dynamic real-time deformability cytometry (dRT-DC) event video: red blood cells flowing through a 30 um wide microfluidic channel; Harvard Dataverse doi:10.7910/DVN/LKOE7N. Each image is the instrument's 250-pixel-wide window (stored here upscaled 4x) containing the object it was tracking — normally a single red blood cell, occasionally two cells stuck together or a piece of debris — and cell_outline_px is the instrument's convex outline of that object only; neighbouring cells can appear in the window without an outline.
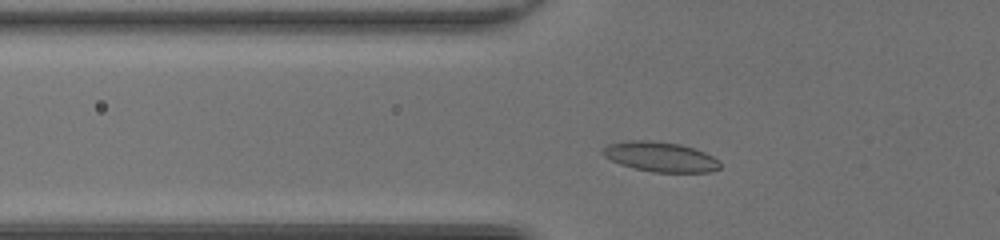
{"species": "common noctule bat (a hibernating species)", "species_latin": "Nyctalus noctula", "temperature_condition": "room temperature", "stored_images_in_passage": 40, "camera_frame_rate_fps": 3000, "um_per_image_px": 0.085, "animal": {"sex": "female", "body_mass_g": 20.0, "forearm_length_mm": 54.0}, "frame": {"image": 1, "passage_image": 7, "time_ms": 2.0, "image_size_px": [1000, 240], "cell_outline_px": [[720, 168], [708, 172], [652, 172], [620, 164], [604, 156], [600, 152], [600, 148], [608, 144], [628, 140], [652, 140], [680, 144], [696, 148], [720, 160]], "centroid_in_image_um": [56.11, 13.31], "position_along_channel_um": 69.7, "area_um2": 20.58}}
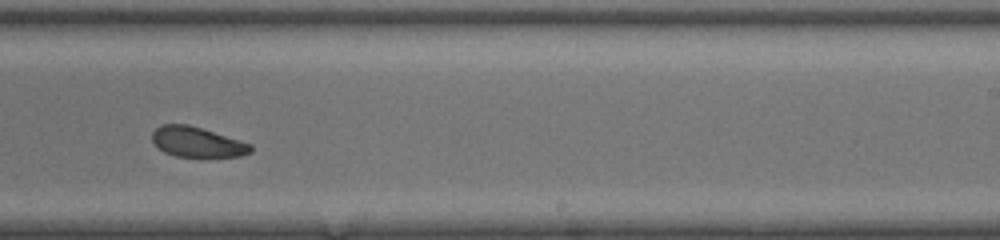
{"frame": {"image": 2, "passage_image": 22, "time_ms": 7.0, "image_size_px": [1000, 240], "cell_outline_px": [[252, 152], [240, 156], [176, 156], [164, 152], [152, 140], [152, 132], [160, 124], [188, 124], [240, 140], [252, 144]], "centroid_in_image_um": [16.76, 12.06], "position_along_channel_um": 272.2, "area_um2": 17.11}}
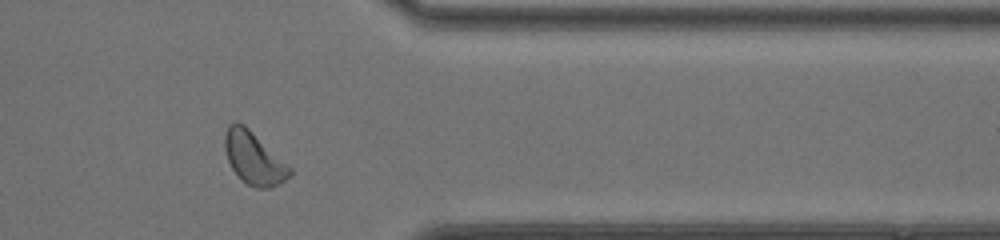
{"frame": {"image": 3, "passage_image": 31, "time_ms": 10.0, "image_size_px": [1000, 240], "cell_outline_px": [[292, 176], [268, 188], [256, 188], [248, 184], [236, 176], [228, 160], [224, 148], [224, 136], [228, 124], [236, 120], [244, 124], [292, 168]], "centroid_in_image_um": [21.55, 13.42], "position_along_channel_um": 389.9, "area_um2": 19.88}, "authors_computed_cell_mechanics": {"area_um2": 19.074, "velocity_mm_per_s": 4.1302, "shape_relaxation_time_tau1_ms": 2.3212, "shape_relaxation_time_tau2_ms": 3.2326, "deformation_change_tau1": 0.0798, "deformation_change_tau2": 0.0847}}